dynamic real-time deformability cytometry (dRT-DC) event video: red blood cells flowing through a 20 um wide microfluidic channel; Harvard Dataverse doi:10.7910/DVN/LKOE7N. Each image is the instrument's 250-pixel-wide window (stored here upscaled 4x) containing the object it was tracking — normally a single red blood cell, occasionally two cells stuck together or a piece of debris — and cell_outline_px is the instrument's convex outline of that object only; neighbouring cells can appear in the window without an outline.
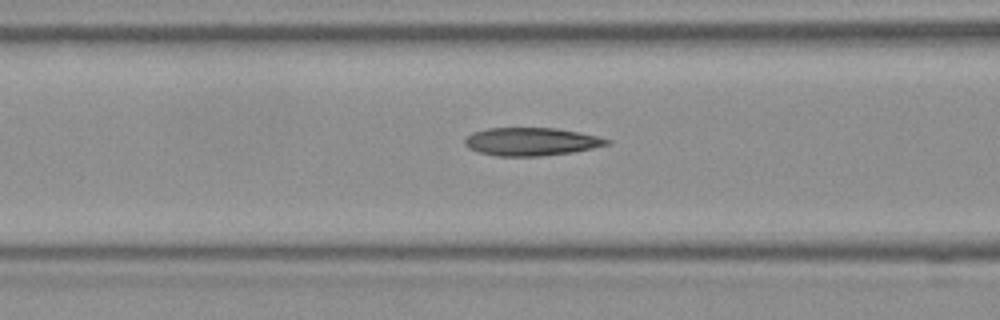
{"species": "Egyptian fruit bat (a non-hibernating species)", "species_latin": "Rousettus aegyptiacus", "temperature_condition": "room temperature", "stored_images_in_passage": 5, "camera_frame_rate_fps": 3000, "um_per_image_px": 0.085, "frame": {"image": 1, "passage_image": 4, "time_ms": 1.0, "image_size_px": [1000, 320], "cell_outline_px": [[612, 144], [572, 152], [540, 156], [496, 156], [480, 152], [468, 148], [464, 144], [464, 140], [472, 132], [488, 128], [556, 128], [580, 132], [612, 140]], "centroid_in_image_um": [45.17, 12.03], "position_along_channel_um": 121.4, "area_um2": 23.24}}